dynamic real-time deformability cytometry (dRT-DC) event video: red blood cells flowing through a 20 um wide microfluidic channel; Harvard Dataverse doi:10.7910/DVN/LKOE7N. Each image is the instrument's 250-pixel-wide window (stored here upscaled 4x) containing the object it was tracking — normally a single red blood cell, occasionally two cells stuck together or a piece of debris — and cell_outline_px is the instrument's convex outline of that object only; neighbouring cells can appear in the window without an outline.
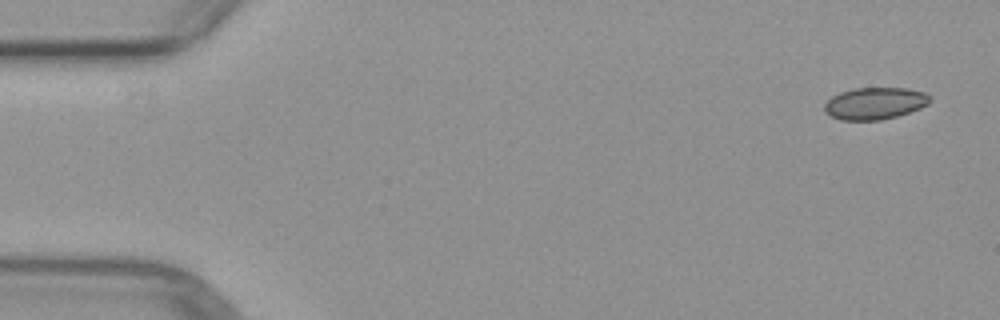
{"species": "common noctule bat (a hibernating species)", "species_latin": "Nyctalus noctula", "temperature_condition": "warm", "stored_images_in_passage": 6, "camera_frame_rate_fps": 3000, "um_per_image_px": 0.085, "animal": {"sex": "female", "body_mass_g": 29.2, "forearm_length_mm": 56.3}, "frame": {"image": 1, "passage_image": 1, "time_ms": 0.0, "image_size_px": [1000, 320], "cell_outline_px": [[932, 100], [928, 104], [920, 108], [896, 116], [880, 120], [840, 120], [824, 112], [824, 104], [832, 96], [840, 92], [852, 88], [908, 88], [924, 92], [932, 96]], "centroid_in_image_um": [74.37, 8.78], "position_along_channel_um": 10.6, "area_um2": 19.77}}
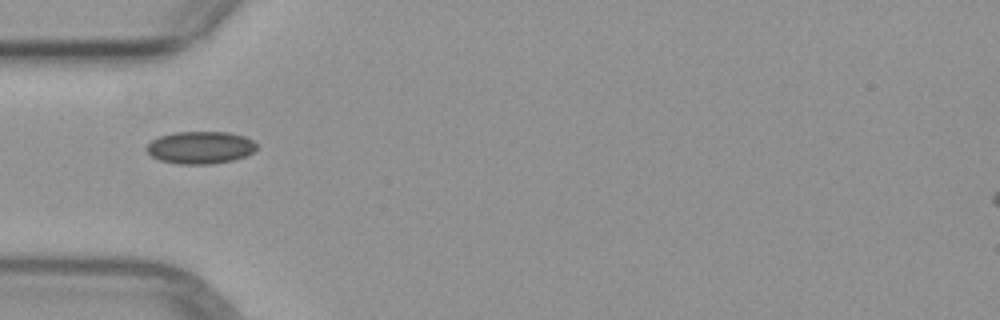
{"frame": {"image": 2, "passage_image": 5, "time_ms": 4.667, "image_size_px": [1000, 320], "cell_outline_px": [[256, 148], [252, 152], [244, 156], [232, 160], [212, 164], [176, 164], [160, 160], [152, 156], [144, 148], [152, 140], [160, 136], [172, 132], [228, 132], [244, 136], [252, 140], [256, 144]], "centroid_in_image_um": [17.0, 12.54], "position_along_channel_um": 68.0, "area_um2": 20.75}}
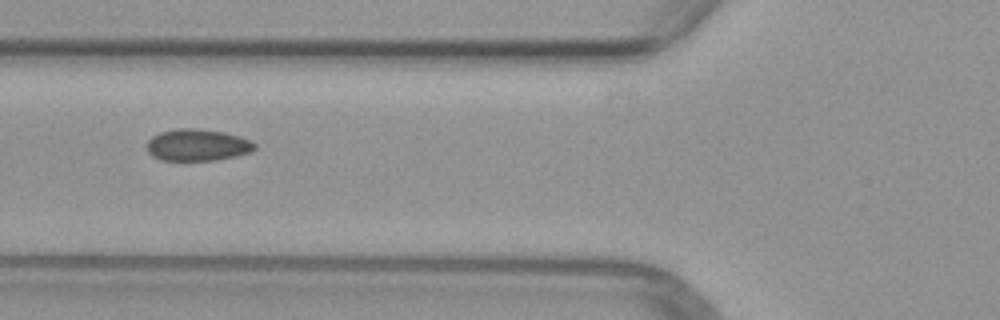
{"frame": {"image": 3, "passage_image": 6, "time_ms": 5.667, "image_size_px": [1000, 320], "cell_outline_px": [[256, 148], [248, 152], [236, 156], [216, 160], [160, 160], [152, 156], [148, 152], [148, 140], [152, 136], [160, 132], [176, 128], [196, 128], [224, 132], [240, 136], [252, 140], [256, 144]], "centroid_in_image_um": [16.79, 12.32], "position_along_channel_um": 109.0, "area_um2": 20.06}}